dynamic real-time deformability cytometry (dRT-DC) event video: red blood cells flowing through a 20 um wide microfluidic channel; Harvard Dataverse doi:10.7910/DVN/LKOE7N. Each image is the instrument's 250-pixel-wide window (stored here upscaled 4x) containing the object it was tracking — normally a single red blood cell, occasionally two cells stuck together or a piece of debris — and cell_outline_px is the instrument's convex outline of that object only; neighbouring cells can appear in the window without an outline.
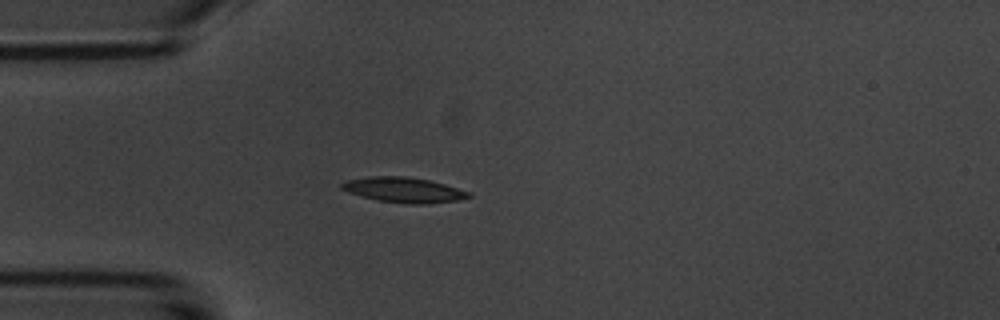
{"species": "common noctule bat (a hibernating species)", "species_latin": "Nyctalus noctula", "temperature_condition": "room temperature", "stored_images_in_passage": 5, "camera_frame_rate_fps": 3000, "um_per_image_px": 0.085, "animal": {"sex": "male", "body_mass_g": 20.1, "forearm_length_mm": 53.5}, "frame": {"image": 1, "passage_image": 5, "time_ms": 4.667, "image_size_px": [1000, 320], "cell_outline_px": [[472, 196], [456, 200], [428, 204], [408, 204], [380, 200], [348, 192], [340, 188], [340, 184], [344, 180], [368, 176], [408, 176], [428, 180], [444, 184], [472, 192]], "centroid_in_image_um": [34.31, 16.13], "position_along_channel_um": 50.7, "area_um2": 18.61}}